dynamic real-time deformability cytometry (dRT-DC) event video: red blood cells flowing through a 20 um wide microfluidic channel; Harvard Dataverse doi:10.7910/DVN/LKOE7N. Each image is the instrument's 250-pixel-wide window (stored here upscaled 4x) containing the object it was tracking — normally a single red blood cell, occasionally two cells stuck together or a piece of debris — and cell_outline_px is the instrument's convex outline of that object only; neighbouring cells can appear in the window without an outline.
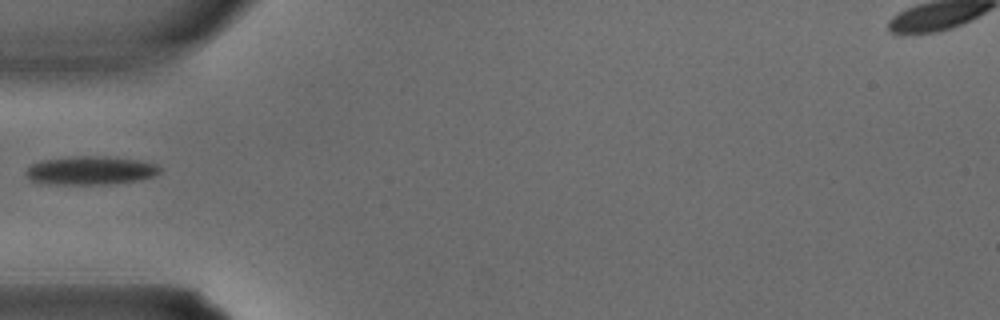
{"species": "common noctule bat (a hibernating species)", "species_latin": "Nyctalus noctula", "temperature_condition": "warm", "stored_images_in_passage": 3, "camera_frame_rate_fps": 3000, "um_per_image_px": 0.085, "animal": {"sex": "male", "body_mass_g": 15.6}, "frame": {"image": 1, "passage_image": 3, "time_ms": 0.667, "image_size_px": [1000, 320], "cell_outline_px": [[164, 168], [156, 176], [140, 180], [112, 184], [48, 184], [32, 180], [24, 172], [32, 164], [44, 160], [76, 156], [104, 156], [140, 160], [160, 164]], "centroid_in_image_um": [7.81, 14.49], "position_along_channel_um": 77.2, "area_um2": 22.48}}